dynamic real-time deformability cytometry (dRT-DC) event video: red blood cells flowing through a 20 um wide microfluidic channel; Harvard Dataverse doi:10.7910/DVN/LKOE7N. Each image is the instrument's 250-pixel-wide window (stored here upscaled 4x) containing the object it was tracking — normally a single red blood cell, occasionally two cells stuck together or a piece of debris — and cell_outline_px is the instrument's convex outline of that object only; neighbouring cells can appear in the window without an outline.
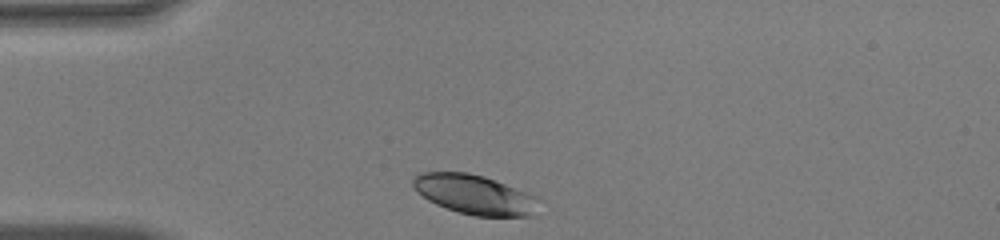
{"species": "human", "species_latin": "Homo sapiens", "temperature_condition": "warm", "stored_images_in_passage": 29, "camera_frame_rate_fps": 3000, "um_per_image_px": 0.085, "donor": {"sex": "male"}, "frame": {"image": 1, "passage_image": 1, "time_ms": 0.0, "image_size_px": [1000, 240], "cell_outline_px": [[540, 200], [532, 216], [472, 216], [436, 204], [428, 200], [416, 192], [412, 184], [412, 180], [420, 172], [468, 172], [484, 176], [540, 196]], "centroid_in_image_um": [40.37, 16.53], "position_along_channel_um": 44.6, "area_um2": 29.19}}
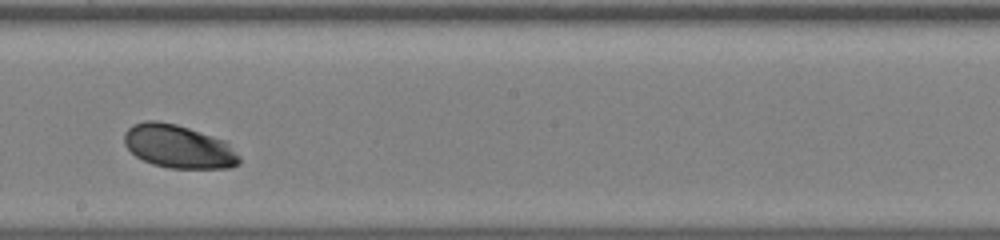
{"frame": {"image": 2, "passage_image": 17, "time_ms": 5.333, "image_size_px": [1000, 240], "cell_outline_px": [[240, 164], [228, 168], [168, 168], [152, 164], [136, 156], [124, 144], [124, 132], [132, 124], [144, 120], [156, 120], [176, 124], [224, 140], [240, 156]], "centroid_in_image_um": [15.15, 12.45], "position_along_channel_um": 233.1, "area_um2": 29.02}}
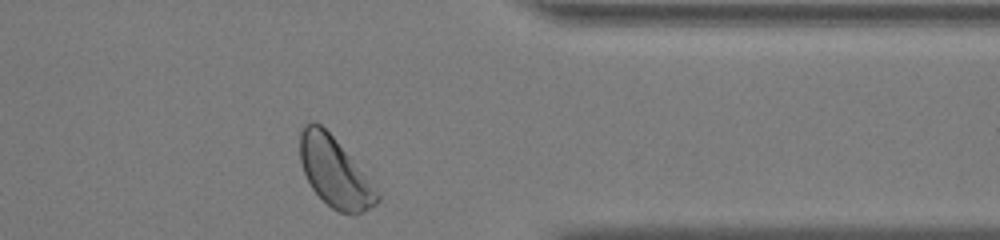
{"frame": {"image": 3, "passage_image": 29, "time_ms": 9.333, "image_size_px": [1000, 240], "cell_outline_px": [[380, 200], [372, 208], [364, 212], [340, 212], [332, 208], [312, 188], [304, 172], [300, 160], [300, 132], [304, 124], [308, 120], [312, 120], [320, 124], [332, 136], [380, 192]], "centroid_in_image_um": [28.44, 14.61], "position_along_channel_um": 383.0, "area_um2": 30.75}, "authors_computed_cell_mechanics": {"area_um2": 29.0734, "velocity_mm_per_s": 4.0014, "shape_relaxation_time_tau1_ms": 1.5426, "shape_relaxation_time_tau2_ms": null, "deformation_change_tau1": 0.1031, "deformation_change_tau2": null}}